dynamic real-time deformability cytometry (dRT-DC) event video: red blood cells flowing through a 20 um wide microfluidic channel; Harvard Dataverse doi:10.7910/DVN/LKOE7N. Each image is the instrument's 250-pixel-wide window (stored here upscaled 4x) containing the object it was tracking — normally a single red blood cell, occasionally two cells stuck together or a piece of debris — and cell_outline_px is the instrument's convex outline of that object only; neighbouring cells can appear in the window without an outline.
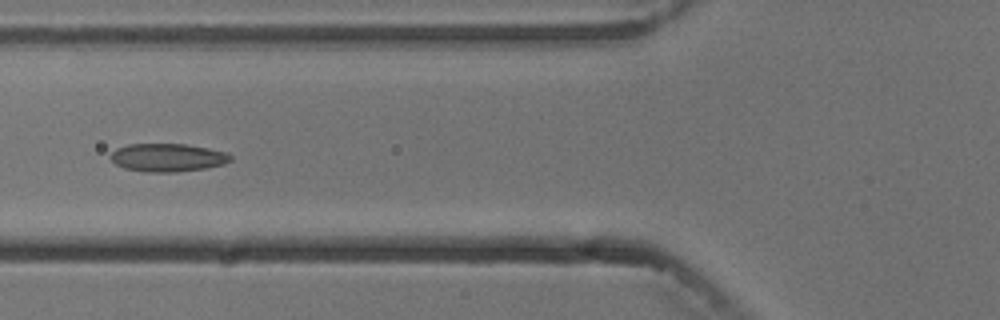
{"species": "common noctule bat (a hibernating species)", "species_latin": "Nyctalus noctula", "temperature_condition": "cold", "stored_images_in_passage": 5, "camera_frame_rate_fps": 3000, "um_per_image_px": 0.085, "animal": {"sex": "male", "body_mass_g": 13.3}, "frame": {"image": 1, "passage_image": 5, "time_ms": 4.333, "image_size_px": [1000, 320], "cell_outline_px": [[232, 160], [224, 164], [204, 168], [176, 172], [144, 172], [124, 168], [116, 164], [108, 156], [116, 148], [128, 144], [184, 144], [208, 148], [228, 152], [232, 156]], "centroid_in_image_um": [14.24, 13.39], "position_along_channel_um": 111.6, "area_um2": 19.77}}